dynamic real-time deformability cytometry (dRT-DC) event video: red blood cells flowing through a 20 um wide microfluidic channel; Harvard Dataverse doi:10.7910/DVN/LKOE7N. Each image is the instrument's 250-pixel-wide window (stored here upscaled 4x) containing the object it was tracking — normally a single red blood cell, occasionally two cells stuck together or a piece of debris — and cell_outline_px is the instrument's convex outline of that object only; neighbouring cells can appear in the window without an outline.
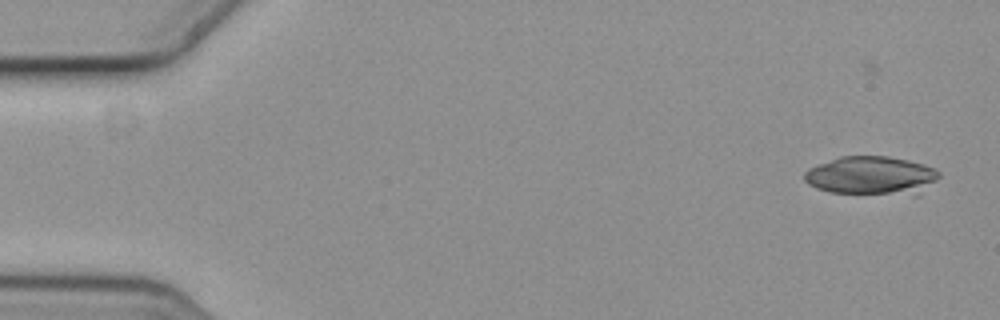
{"species": "common noctule bat (a hibernating species)", "species_latin": "Nyctalus noctula", "temperature_condition": "cold", "stored_images_in_passage": 6, "camera_frame_rate_fps": 3000, "um_per_image_px": 0.085, "animal": {"sex": "female", "body_mass_g": 19.3, "forearm_length_mm": 54.1}, "frame": {"image": 1, "passage_image": 2, "time_ms": 0.333, "image_size_px": [1000, 320], "cell_outline_px": [[940, 176], [920, 196], [916, 196], [832, 192], [816, 188], [808, 184], [804, 180], [804, 172], [808, 168], [840, 156], [888, 156], [908, 160], [932, 168], [940, 172]], "centroid_in_image_um": [74.1, 14.95], "position_along_channel_um": 10.9, "area_um2": 30.69}}